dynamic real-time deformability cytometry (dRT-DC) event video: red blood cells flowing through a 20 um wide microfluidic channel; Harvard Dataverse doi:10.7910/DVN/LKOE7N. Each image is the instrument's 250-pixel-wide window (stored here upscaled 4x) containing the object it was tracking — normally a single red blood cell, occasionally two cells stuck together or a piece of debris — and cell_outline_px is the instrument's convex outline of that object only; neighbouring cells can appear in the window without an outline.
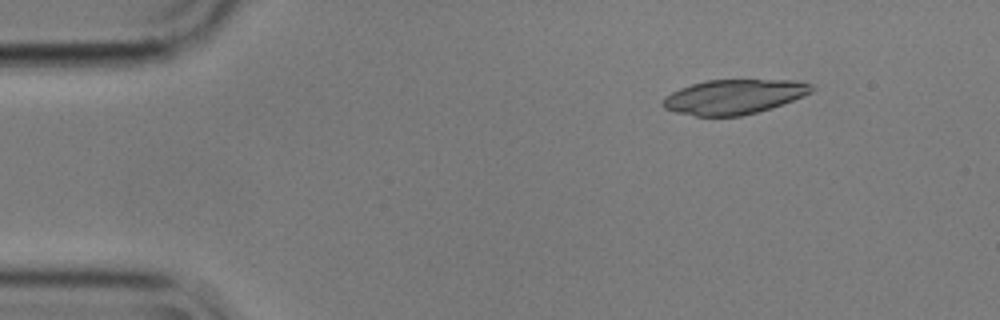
{"species": "common noctule bat (a hibernating species)", "species_latin": "Nyctalus noctula", "temperature_condition": "cold", "stored_images_in_passage": 3, "camera_frame_rate_fps": 3000, "um_per_image_px": 0.085, "animal": {"sex": "male", "body_mass_g": 17.9}, "frame": {"image": 1, "passage_image": 1, "time_ms": 0.0, "image_size_px": [1000, 320], "cell_outline_px": [[816, 88], [812, 92], [804, 96], [756, 112], [740, 116], [696, 116], [676, 112], [664, 108], [664, 96], [680, 88], [692, 84], [708, 80], [796, 80], [812, 84]], "centroid_in_image_um": [62.4, 8.21], "position_along_channel_um": 22.6, "area_um2": 29.77}}